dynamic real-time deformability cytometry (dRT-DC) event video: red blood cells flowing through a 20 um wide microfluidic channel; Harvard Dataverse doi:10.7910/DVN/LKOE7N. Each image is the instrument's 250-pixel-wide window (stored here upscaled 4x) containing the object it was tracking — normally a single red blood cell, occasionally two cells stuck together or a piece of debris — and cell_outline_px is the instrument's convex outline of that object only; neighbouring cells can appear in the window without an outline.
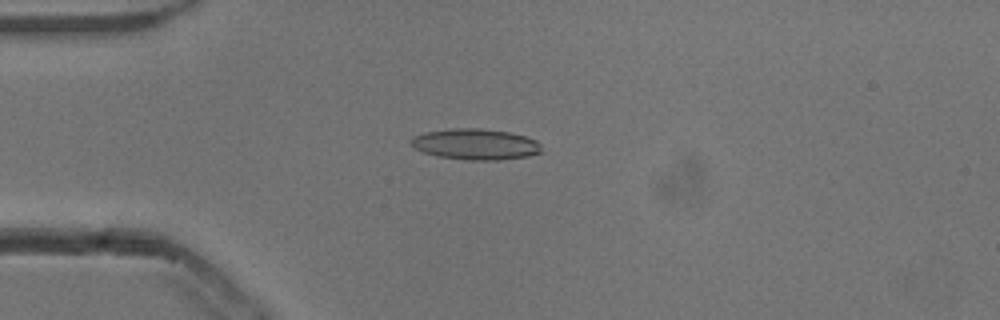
{"species": "common noctule bat (a hibernating species)", "species_latin": "Nyctalus noctula", "temperature_condition": "cold", "stored_images_in_passage": 53, "camera_frame_rate_fps": 3000, "um_per_image_px": 0.085, "animal": {"sex": "male", "body_mass_g": 13.3}, "frame": {"image": 1, "passage_image": 14, "time_ms": 4.333, "image_size_px": [1000, 320], "cell_outline_px": [[540, 152], [528, 156], [500, 160], [468, 160], [436, 156], [424, 152], [416, 148], [408, 140], [412, 136], [424, 132], [452, 128], [480, 128], [508, 132], [524, 136], [536, 140], [540, 144]], "centroid_in_image_um": [40.38, 12.25], "position_along_channel_um": 44.6, "area_um2": 23.52}}
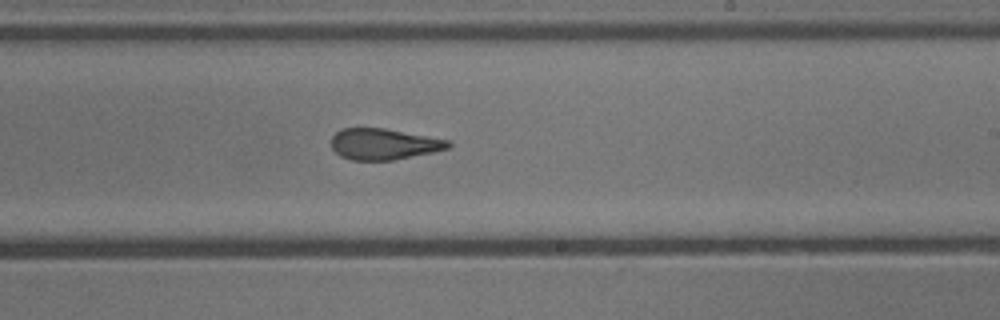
{"frame": {"image": 2, "passage_image": 32, "time_ms": 10.333, "image_size_px": [1000, 320], "cell_outline_px": [[452, 144], [448, 148], [432, 152], [392, 160], [352, 160], [340, 156], [332, 148], [332, 136], [340, 128], [384, 128], [452, 140]], "centroid_in_image_um": [32.63, 12.24], "position_along_channel_um": 256.4, "area_um2": 21.21}}
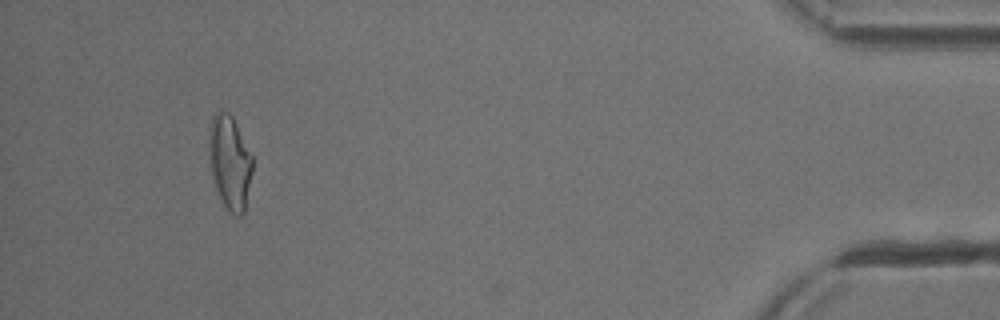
{"frame": {"image": 3, "passage_image": 50, "time_ms": 16.333, "image_size_px": [1000, 320], "cell_outline_px": [[252, 172], [244, 212], [240, 216], [236, 216], [224, 204], [216, 188], [212, 176], [208, 152], [208, 128], [212, 116], [216, 112], [228, 112], [232, 116], [252, 156]], "centroid_in_image_um": [19.51, 13.75], "position_along_channel_um": 415.7, "area_um2": 23.58}, "authors_computed_cell_mechanics": {"area_um2": 22.4842, "velocity_mm_per_s": 3.8432, "shape_relaxation_time_tau1_ms": null, "shape_relaxation_time_tau2_ms": 2.0143, "deformation_change_tau1": null, "deformation_change_tau2": 0.1153}}